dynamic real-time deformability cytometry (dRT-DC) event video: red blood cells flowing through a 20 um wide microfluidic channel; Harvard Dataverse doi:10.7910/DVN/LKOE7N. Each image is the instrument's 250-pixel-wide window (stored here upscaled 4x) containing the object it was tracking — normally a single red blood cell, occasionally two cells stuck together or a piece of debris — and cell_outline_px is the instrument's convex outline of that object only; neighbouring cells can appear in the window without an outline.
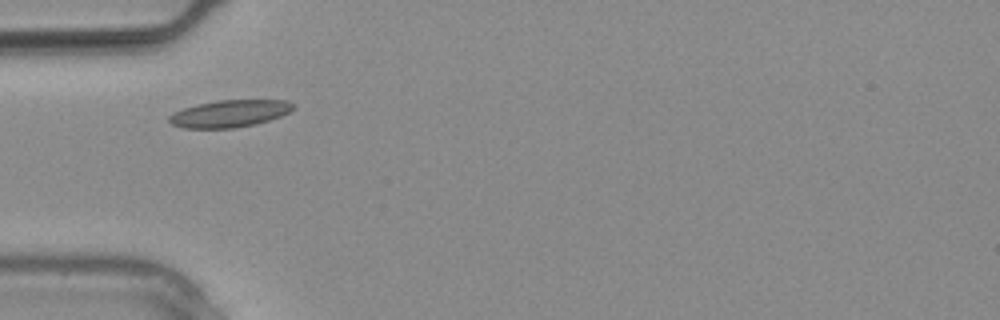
{"species": "common noctule bat (a hibernating species)", "species_latin": "Nyctalus noctula", "temperature_condition": "warm", "stored_images_in_passage": 4, "camera_frame_rate_fps": 3000, "um_per_image_px": 0.085, "animal": {"sex": "male", "body_mass_g": 20.4}, "frame": {"image": 1, "passage_image": 1, "time_ms": 0.0, "image_size_px": [1000, 320], "cell_outline_px": [[296, 104], [288, 112], [280, 116], [256, 124], [236, 128], [184, 128], [172, 124], [168, 120], [168, 116], [172, 112], [196, 104], [220, 100], [288, 100]], "centroid_in_image_um": [19.5, 9.65], "position_along_channel_um": 65.5, "area_um2": 19.65}}